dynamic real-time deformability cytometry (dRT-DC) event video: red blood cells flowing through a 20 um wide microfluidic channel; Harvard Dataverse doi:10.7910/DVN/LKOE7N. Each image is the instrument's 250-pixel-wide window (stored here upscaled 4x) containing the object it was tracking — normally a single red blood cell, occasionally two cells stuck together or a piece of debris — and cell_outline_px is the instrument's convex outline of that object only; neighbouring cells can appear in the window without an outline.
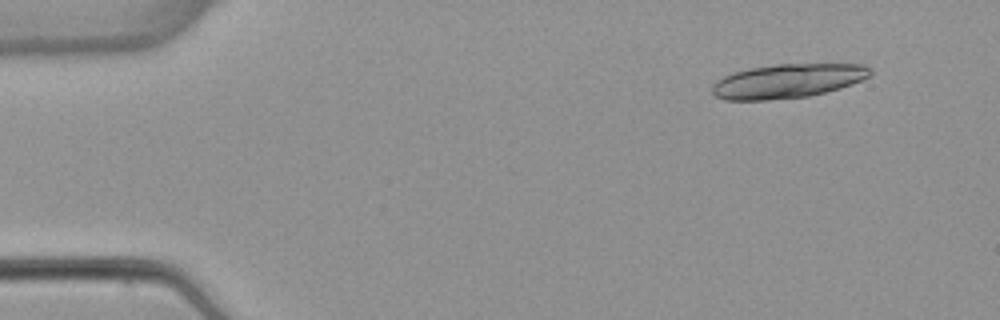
{"species": "common noctule bat (a hibernating species)", "species_latin": "Nyctalus noctula", "temperature_condition": "warm", "stored_images_in_passage": 7, "segment_of_instrument_passage": [1, 2], "camera_frame_rate_fps": 3000, "um_per_image_px": 0.085, "animal": {"sex": "female", "body_mass_g": 22.7, "forearm_length_mm": 54.2}, "frame": {"image": 1, "passage_image": 2, "time_ms": 1.0, "image_size_px": [1000, 320], "cell_outline_px": [[872, 72], [868, 76], [852, 84], [840, 88], [808, 96], [768, 100], [724, 100], [716, 96], [712, 92], [712, 84], [716, 80], [732, 72], [748, 68], [776, 64], [864, 64], [872, 68]], "centroid_in_image_um": [66.92, 6.88], "position_along_channel_um": 18.1, "area_um2": 31.5}}